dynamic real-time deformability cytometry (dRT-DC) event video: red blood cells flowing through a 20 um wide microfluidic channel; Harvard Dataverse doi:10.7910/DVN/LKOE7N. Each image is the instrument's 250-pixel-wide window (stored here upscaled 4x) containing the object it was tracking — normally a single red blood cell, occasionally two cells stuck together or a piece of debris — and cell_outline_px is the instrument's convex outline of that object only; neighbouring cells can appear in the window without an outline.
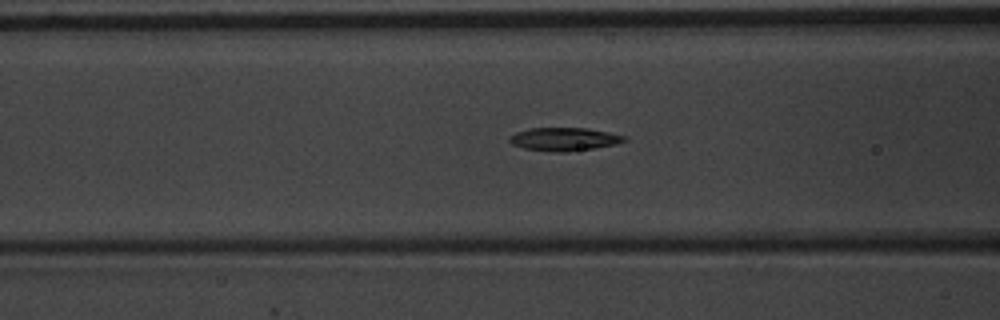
{"species": "common noctule bat (a hibernating species)", "species_latin": "Nyctalus noctula", "temperature_condition": "warm", "stored_images_in_passage": 39, "camera_frame_rate_fps": 3000, "um_per_image_px": 0.085, "animal": {"sex": "male", "body_mass_g": 20.1, "forearm_length_mm": 53.5}, "frame": {"image": 1, "passage_image": 6, "time_ms": 1.667, "image_size_px": [1000, 320], "cell_outline_px": [[628, 140], [616, 144], [596, 148], [564, 152], [556, 152], [524, 148], [512, 144], [508, 140], [508, 136], [516, 132], [528, 128], [588, 128], [628, 136]], "centroid_in_image_um": [47.97, 11.82], "position_along_channel_um": 118.6, "area_um2": 15.66}}
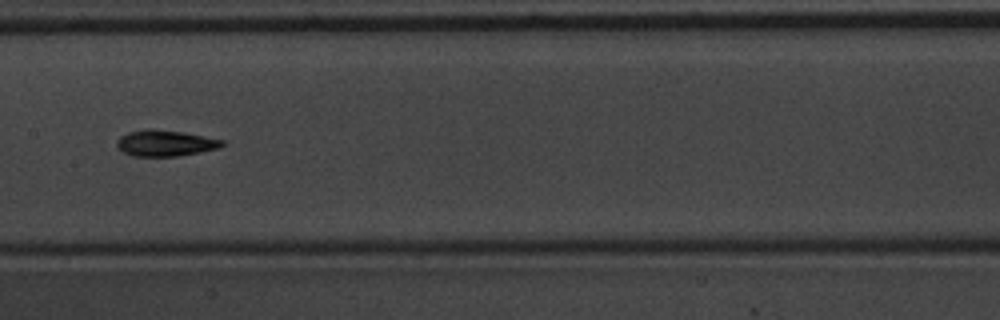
{"frame": {"image": 2, "passage_image": 12, "time_ms": 3.667, "image_size_px": [1000, 320], "cell_outline_px": [[228, 144], [220, 148], [180, 156], [132, 156], [116, 148], [116, 140], [120, 136], [128, 132], [144, 128], [152, 128], [184, 132], [224, 140]], "centroid_in_image_um": [14.05, 12.16], "position_along_channel_um": 193.3, "area_um2": 16.42}}
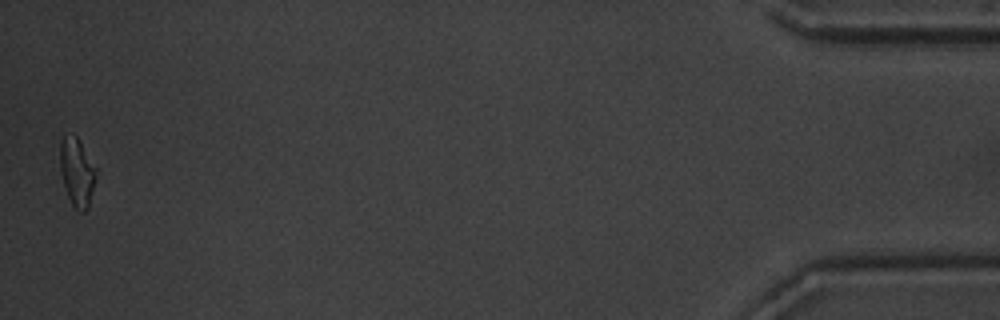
{"frame": {"image": 3, "passage_image": 38, "time_ms": 12.333, "image_size_px": [1000, 320], "cell_outline_px": [[96, 176], [88, 208], [84, 212], [80, 212], [72, 204], [68, 196], [64, 184], [60, 168], [60, 140], [64, 136], [76, 136], [96, 168]], "centroid_in_image_um": [6.54, 14.65], "position_along_channel_um": 428.7, "area_um2": 13.93}, "authors_computed_cell_mechanics": {"area_um2": 15.1436, "velocity_mm_per_s": 3.7227, "shape_relaxation_time_tau1_ms": 5.5381, "shape_relaxation_time_tau2_ms": 4.8344, "deformation_change_tau1": 0.1974, "deformation_change_tau2": 0.1282}}